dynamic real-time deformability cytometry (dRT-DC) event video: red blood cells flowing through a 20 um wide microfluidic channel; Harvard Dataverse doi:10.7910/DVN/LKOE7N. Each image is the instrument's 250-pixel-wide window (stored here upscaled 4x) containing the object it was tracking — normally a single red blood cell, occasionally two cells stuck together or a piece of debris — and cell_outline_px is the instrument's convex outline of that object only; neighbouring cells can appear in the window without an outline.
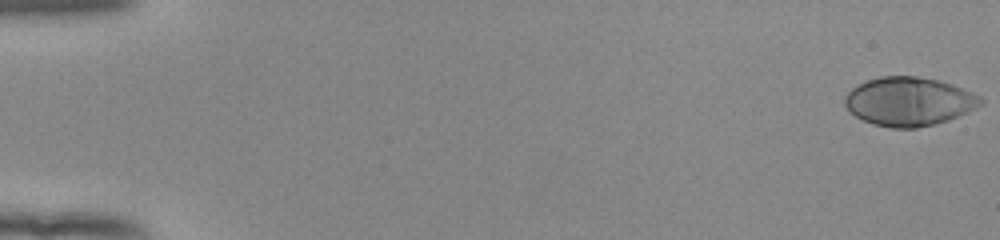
{"species": "human", "species_latin": "Homo sapiens", "temperature_condition": "room temperature", "stored_images_in_passage": 54, "camera_frame_rate_fps": 3000, "um_per_image_px": 0.085, "donor": {"sex": "female"}, "frame": {"image": 1, "passage_image": 1, "time_ms": 0.0, "image_size_px": [1000, 240], "cell_outline_px": [[984, 100], [980, 104], [948, 120], [936, 124], [916, 128], [892, 128], [872, 124], [848, 112], [844, 104], [844, 96], [852, 88], [868, 80], [880, 76], [916, 76], [936, 80], [952, 84], [972, 92], [980, 96]], "centroid_in_image_um": [77.21, 8.63], "position_along_channel_um": 7.8, "area_um2": 38.32}}
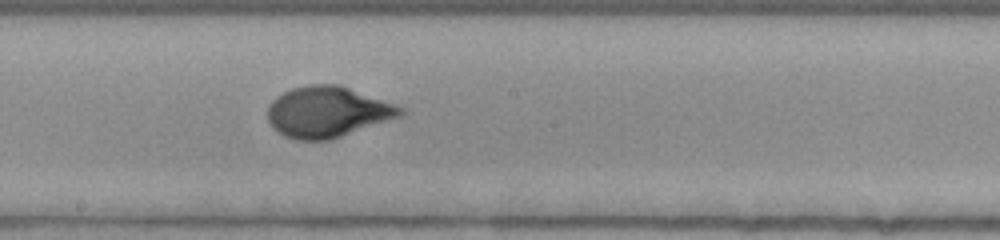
{"frame": {"image": 2, "passage_image": 31, "time_ms": 10.0, "image_size_px": [1000, 240], "cell_outline_px": [[408, 112], [400, 116], [328, 140], [296, 140], [284, 136], [276, 132], [272, 128], [268, 120], [268, 104], [276, 96], [292, 88], [312, 84], [340, 84], [404, 108]], "centroid_in_image_um": [27.79, 9.51], "position_along_channel_um": 220.4, "area_um2": 39.19}}
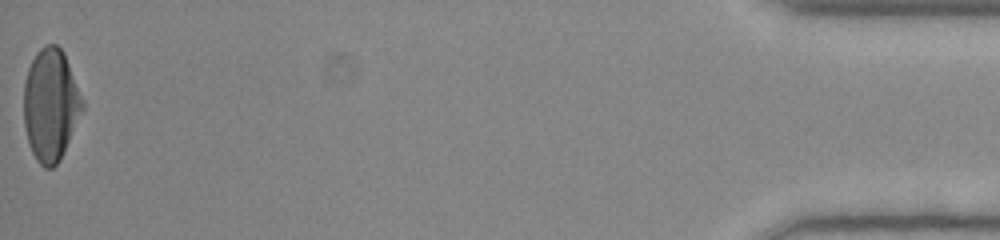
{"frame": {"image": 3, "passage_image": 54, "time_ms": 17.667, "image_size_px": [1000, 240], "cell_outline_px": [[84, 108], [60, 160], [52, 168], [44, 168], [36, 160], [28, 144], [24, 124], [24, 84], [28, 68], [36, 52], [44, 44], [56, 44], [64, 52], [84, 100]], "centroid_in_image_um": [4.31, 8.9], "position_along_channel_um": 430.9, "area_um2": 38.55}, "authors_computed_cell_mechanics": {"area_um2": 37.5989, "velocity_mm_per_s": 3.9059, "shape_relaxation_time_tau1_ms": 3.7758, "shape_relaxation_time_tau2_ms": null, "deformation_change_tau1": 0.2161, "deformation_change_tau2": null}}